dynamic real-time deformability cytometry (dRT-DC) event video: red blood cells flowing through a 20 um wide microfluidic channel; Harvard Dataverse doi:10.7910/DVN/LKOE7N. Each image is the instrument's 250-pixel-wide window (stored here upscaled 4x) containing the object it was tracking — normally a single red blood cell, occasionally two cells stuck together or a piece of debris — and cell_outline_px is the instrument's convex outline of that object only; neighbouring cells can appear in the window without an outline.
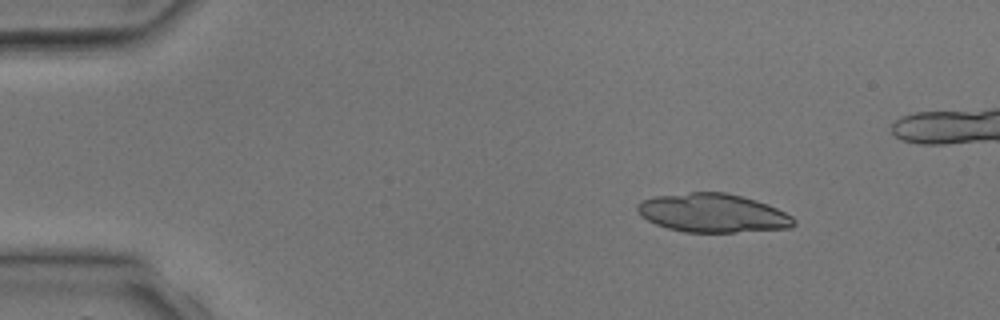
{"species": "common noctule bat (a hibernating species)", "species_latin": "Nyctalus noctula", "temperature_condition": "room temperature", "stored_images_in_passage": 5, "camera_frame_rate_fps": 3000, "um_per_image_px": 0.085, "animal": {"sex": "male", "body_mass_g": 17.9, "forearm_length_mm": 54.2}, "frame": {"image": 1, "passage_image": 2, "time_ms": 1.333, "image_size_px": [1000, 320], "cell_outline_px": [[796, 224], [788, 228], [736, 232], [684, 232], [668, 228], [656, 224], [648, 220], [636, 208], [636, 204], [644, 200], [656, 196], [692, 192], [724, 192], [756, 200], [768, 204], [792, 216], [796, 220]], "centroid_in_image_um": [60.61, 18.11], "position_along_channel_um": 24.4, "area_um2": 34.97}}